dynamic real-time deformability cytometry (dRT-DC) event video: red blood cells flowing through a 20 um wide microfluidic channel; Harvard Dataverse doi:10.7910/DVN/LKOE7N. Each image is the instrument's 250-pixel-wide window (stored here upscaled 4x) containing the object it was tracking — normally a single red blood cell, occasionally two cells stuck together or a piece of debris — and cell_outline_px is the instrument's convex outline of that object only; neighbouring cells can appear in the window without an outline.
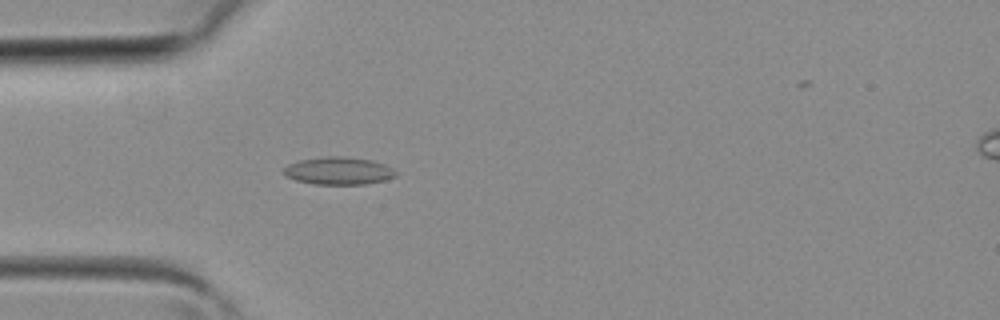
{"species": "common noctule bat (a hibernating species)", "species_latin": "Nyctalus noctula", "temperature_condition": "room temperature", "stored_images_in_passage": 39, "camera_frame_rate_fps": 3000, "um_per_image_px": 0.085, "animal": {"sex": "female", "body_mass_g": 19.3, "forearm_length_mm": 54.1}, "frame": {"image": 1, "passage_image": 11, "time_ms": 3.333, "image_size_px": [1000, 320], "cell_outline_px": [[396, 176], [384, 180], [364, 184], [312, 184], [296, 180], [284, 176], [284, 168], [288, 164], [300, 160], [328, 156], [344, 156], [372, 160], [384, 164], [392, 168], [396, 172]], "centroid_in_image_um": [28.76, 14.52], "position_along_channel_um": 56.2, "area_um2": 17.98}}
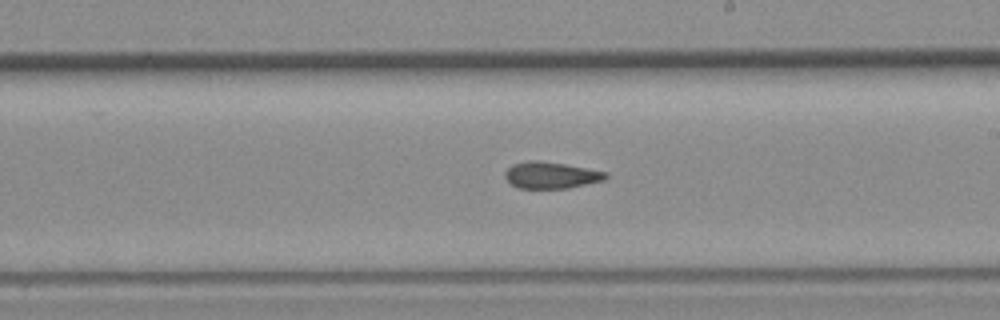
{"frame": {"image": 2, "passage_image": 22, "time_ms": 7.0, "image_size_px": [1000, 320], "cell_outline_px": [[608, 176], [604, 180], [568, 188], [516, 188], [504, 176], [504, 172], [512, 164], [528, 160], [540, 160], [564, 164], [608, 172]], "centroid_in_image_um": [46.82, 14.88], "position_along_channel_um": 242.2, "area_um2": 15.61}}
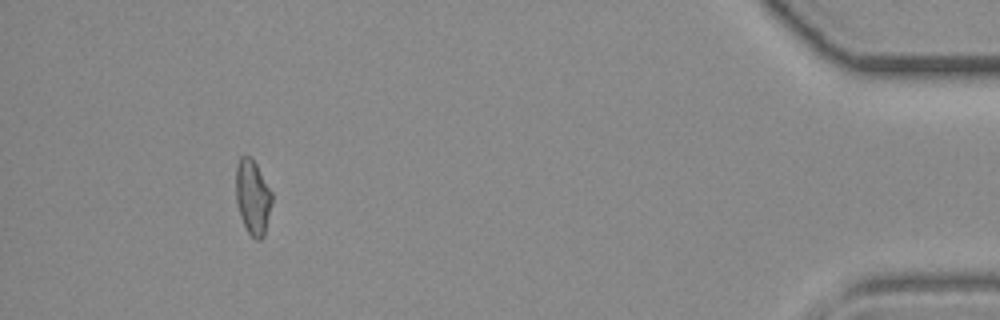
{"frame": {"image": 3, "passage_image": 36, "time_ms": 11.667, "image_size_px": [1000, 320], "cell_outline_px": [[272, 204], [264, 236], [260, 240], [256, 240], [248, 232], [240, 216], [236, 200], [236, 164], [240, 156], [248, 156], [256, 164], [272, 192]], "centroid_in_image_um": [21.48, 16.77], "position_along_channel_um": 413.7, "area_um2": 15.66}}